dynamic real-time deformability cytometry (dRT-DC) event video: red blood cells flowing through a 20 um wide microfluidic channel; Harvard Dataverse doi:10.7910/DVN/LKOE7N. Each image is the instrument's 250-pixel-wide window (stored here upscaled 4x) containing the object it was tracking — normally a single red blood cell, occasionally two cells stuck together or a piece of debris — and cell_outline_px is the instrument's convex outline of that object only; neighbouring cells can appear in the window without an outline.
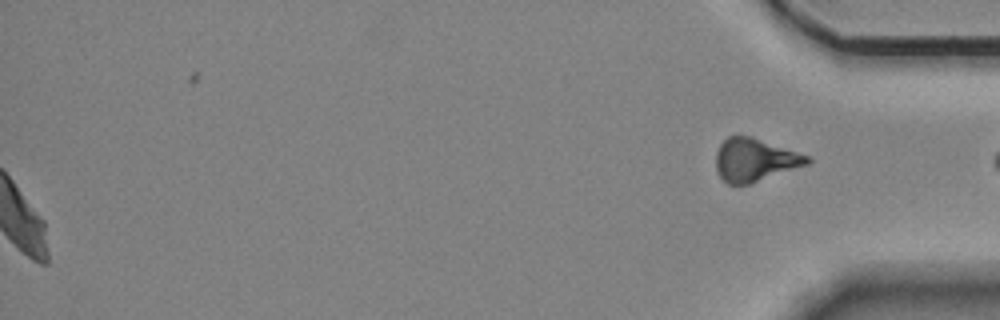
{"species": "Egyptian fruit bat (a non-hibernating species)", "species_latin": "Rousettus aegyptiacus", "temperature_condition": "room temperature", "stored_images_in_passage": 52, "segment_of_instrument_passage": [2, 2], "camera_frame_rate_fps": 3000, "um_per_image_px": 0.085, "animal": {"sex": "female"}, "frame": {"image": 1, "passage_image": 52, "time_ms": 17.0, "image_size_px": [1000, 320], "cell_outline_px": [[812, 160], [808, 164], [748, 184], [728, 184], [716, 172], [716, 152], [720, 144], [728, 136], [752, 136], [808, 156]], "centroid_in_image_um": [64.12, 13.58], "position_along_channel_um": 371.1, "area_um2": 22.54}}